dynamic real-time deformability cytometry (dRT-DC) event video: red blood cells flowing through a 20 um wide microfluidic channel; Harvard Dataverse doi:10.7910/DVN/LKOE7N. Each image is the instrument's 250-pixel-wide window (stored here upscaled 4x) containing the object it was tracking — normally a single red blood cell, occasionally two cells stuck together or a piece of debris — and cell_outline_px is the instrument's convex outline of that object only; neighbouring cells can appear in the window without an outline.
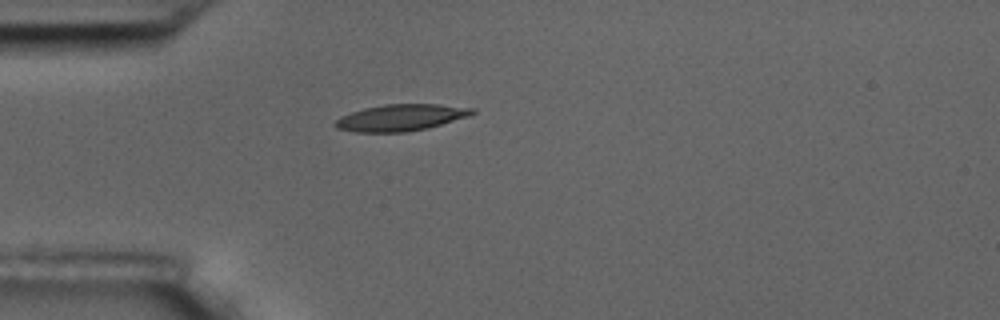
{"species": "common noctule bat (a hibernating species)", "species_latin": "Nyctalus noctula", "temperature_condition": "room temperature", "stored_images_in_passage": 2, "camera_frame_rate_fps": 3000, "um_per_image_px": 0.085, "animal": {"sex": "male", "body_mass_g": 17.5, "forearm_length_mm": 52.3}, "frame": {"image": 1, "passage_image": 1, "time_ms": 0.0, "image_size_px": [1000, 320], "cell_outline_px": [[476, 112], [468, 116], [428, 128], [404, 132], [356, 132], [336, 128], [332, 124], [340, 116], [364, 108], [384, 104], [436, 104], [476, 108]], "centroid_in_image_um": [34.05, 9.99], "position_along_channel_um": 50.9, "area_um2": 21.21}}